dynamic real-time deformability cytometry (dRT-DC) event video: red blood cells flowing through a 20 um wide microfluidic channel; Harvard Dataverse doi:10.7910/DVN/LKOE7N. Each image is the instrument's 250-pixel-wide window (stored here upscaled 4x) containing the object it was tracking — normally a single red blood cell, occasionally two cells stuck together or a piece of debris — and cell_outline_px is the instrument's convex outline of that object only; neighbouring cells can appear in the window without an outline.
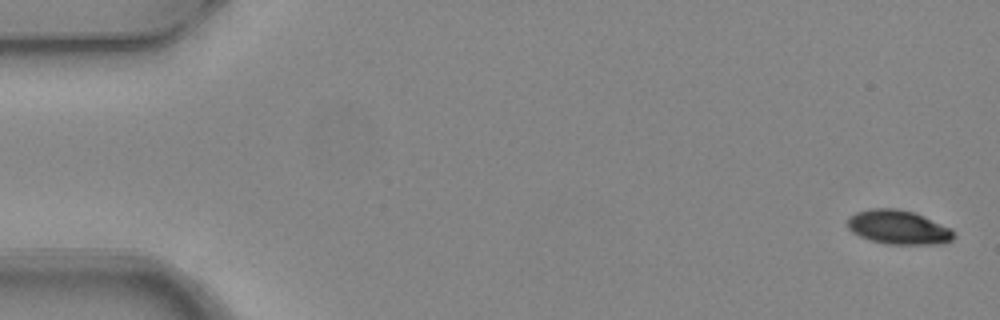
{"species": "common noctule bat (a hibernating species)", "species_latin": "Nyctalus noctula", "temperature_condition": "warm", "stored_images_in_passage": 5, "camera_frame_rate_fps": 3000, "um_per_image_px": 0.085, "animal": {"sex": "female", "body_mass_g": 24.6, "forearm_length_mm": 56.2}, "frame": {"image": 1, "passage_image": 1, "time_ms": 0.0, "image_size_px": [1000, 320], "cell_outline_px": [[956, 236], [952, 240], [944, 244], [888, 244], [872, 240], [860, 236], [852, 232], [848, 228], [848, 216], [856, 212], [872, 208], [896, 208], [912, 212], [924, 216], [952, 228]], "centroid_in_image_um": [76.4, 19.32], "position_along_channel_um": 8.6, "area_um2": 21.21}}
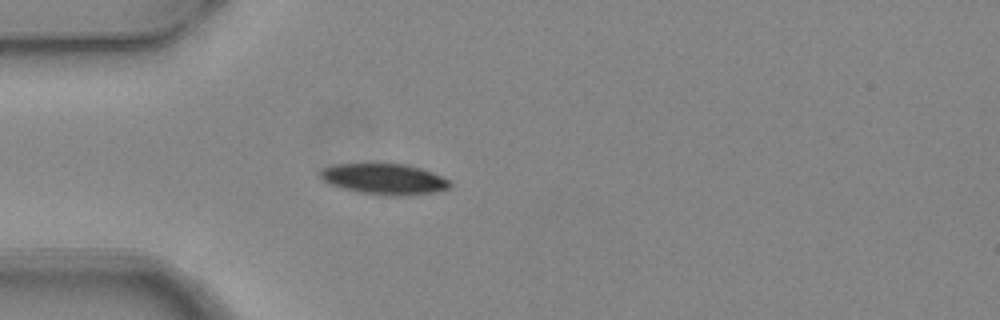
{"frame": {"image": 2, "passage_image": 5, "time_ms": 1.333, "image_size_px": [1000, 320], "cell_outline_px": [[452, 188], [436, 192], [408, 196], [384, 196], [356, 192], [328, 184], [320, 176], [320, 168], [332, 164], [408, 164], [432, 172], [452, 180]], "centroid_in_image_um": [32.7, 15.24], "position_along_channel_um": 52.3, "area_um2": 23.87}}